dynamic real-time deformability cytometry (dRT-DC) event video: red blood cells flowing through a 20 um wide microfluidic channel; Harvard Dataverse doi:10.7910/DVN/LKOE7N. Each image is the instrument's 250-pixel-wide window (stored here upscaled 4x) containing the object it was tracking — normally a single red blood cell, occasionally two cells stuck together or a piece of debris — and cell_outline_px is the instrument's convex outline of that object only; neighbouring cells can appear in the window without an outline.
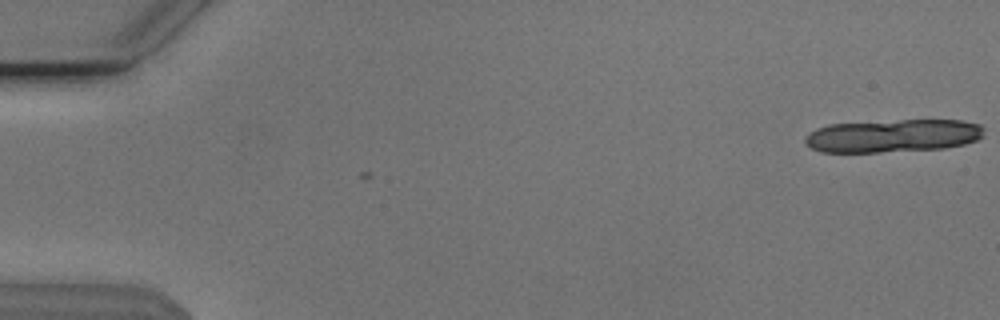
{"species": "Egyptian fruit bat (a non-hibernating species)", "species_latin": "Rousettus aegyptiacus", "temperature_condition": "cold", "stored_images_in_passage": 2, "camera_frame_rate_fps": 3000, "um_per_image_px": 0.085, "animal": {"sex": "male"}, "frame": {"image": 1, "passage_image": 1, "time_ms": 0.0, "image_size_px": [1000, 320], "cell_outline_px": [[984, 136], [976, 140], [964, 144], [944, 148], [880, 152], [820, 152], [804, 144], [804, 136], [808, 132], [816, 128], [828, 124], [900, 120], [960, 120], [980, 124], [984, 128]], "centroid_in_image_um": [75.87, 11.54], "position_along_channel_um": 9.1, "area_um2": 34.68}}